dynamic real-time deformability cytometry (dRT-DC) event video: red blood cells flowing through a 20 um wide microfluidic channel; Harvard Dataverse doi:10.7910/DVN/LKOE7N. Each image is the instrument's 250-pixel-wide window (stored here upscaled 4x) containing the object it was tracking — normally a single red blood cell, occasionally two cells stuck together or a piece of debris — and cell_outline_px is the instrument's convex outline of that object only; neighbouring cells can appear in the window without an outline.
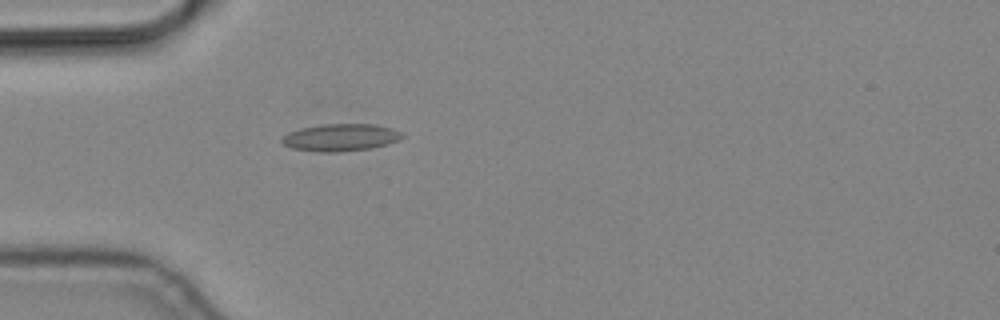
{"species": "common noctule bat (a hibernating species)", "species_latin": "Nyctalus noctula", "temperature_condition": "cold", "stored_images_in_passage": 4, "camera_frame_rate_fps": 3000, "um_per_image_px": 0.085, "animal": {"sex": "male", "body_mass_g": 19.2, "forearm_length_mm": 51.8}, "frame": {"image": 1, "passage_image": 4, "time_ms": 1.0, "image_size_px": [1000, 320], "cell_outline_px": [[404, 136], [400, 140], [388, 144], [372, 148], [336, 152], [320, 152], [292, 148], [284, 144], [280, 140], [288, 132], [300, 128], [320, 124], [372, 124], [392, 128], [400, 132]], "centroid_in_image_um": [28.95, 11.68], "position_along_channel_um": 56.0, "area_um2": 19.13}}